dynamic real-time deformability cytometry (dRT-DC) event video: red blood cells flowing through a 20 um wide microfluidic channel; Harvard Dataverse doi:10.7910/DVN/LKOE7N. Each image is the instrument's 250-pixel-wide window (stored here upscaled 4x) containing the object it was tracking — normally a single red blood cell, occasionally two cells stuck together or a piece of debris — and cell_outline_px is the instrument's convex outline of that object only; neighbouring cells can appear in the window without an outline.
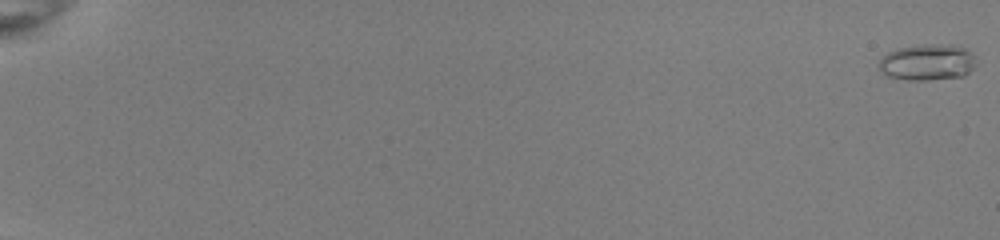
{"species": "common noctule bat (a hibernating species)", "species_latin": "Nyctalus noctula", "temperature_condition": "room temperature", "stored_images_in_passage": 56, "camera_frame_rate_fps": 3000, "um_per_image_px": 0.085, "animal": {"sex": "female", "body_mass_g": 22.0, "forearm_length_mm": 56.7}, "frame": {"image": 1, "passage_image": 1, "time_ms": 0.0, "image_size_px": [1000, 240], "cell_outline_px": [[976, 64], [964, 76], [928, 80], [908, 80], [888, 76], [880, 72], [876, 64], [888, 52], [896, 48], [920, 44], [956, 44], [964, 48], [976, 56]], "centroid_in_image_um": [78.82, 5.28], "position_along_channel_um": 6.2, "area_um2": 20.92}}
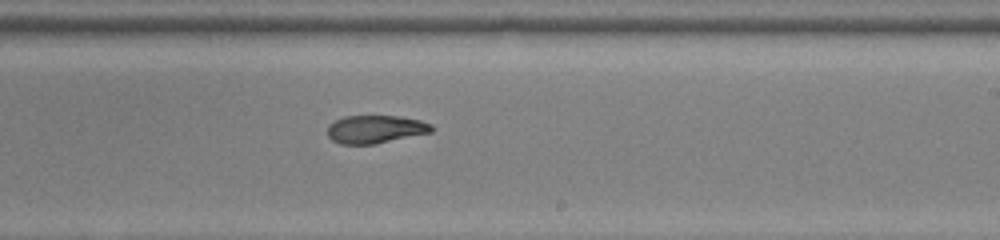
{"frame": {"image": 2, "passage_image": 38, "time_ms": 12.333, "image_size_px": [1000, 240], "cell_outline_px": [[436, 128], [432, 132], [372, 144], [340, 144], [332, 140], [328, 136], [328, 124], [344, 116], [400, 116], [420, 120], [432, 124]], "centroid_in_image_um": [31.92, 10.97], "position_along_channel_um": 257.1, "area_um2": 16.99}}
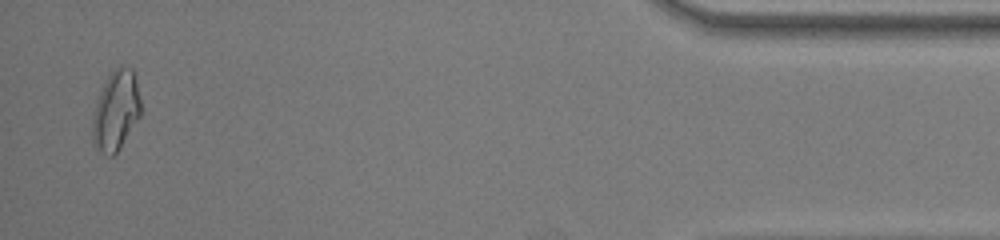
{"frame": {"image": 3, "passage_image": 55, "time_ms": 18.0, "image_size_px": [1000, 240], "cell_outline_px": [[140, 116], [116, 152], [112, 156], [108, 156], [92, 144], [92, 116], [96, 100], [108, 76], [116, 68], [132, 68], [136, 76], [140, 100]], "centroid_in_image_um": [9.83, 9.41], "position_along_channel_um": 425.4, "area_um2": 22.14}, "authors_computed_cell_mechanics": {"area_um2": 18.7561, "velocity_mm_per_s": 4.0199, "shape_relaxation_time_tau1_ms": null, "shape_relaxation_time_tau2_ms": 2.6637, "deformation_change_tau1": null, "deformation_change_tau2": 0.0883}}